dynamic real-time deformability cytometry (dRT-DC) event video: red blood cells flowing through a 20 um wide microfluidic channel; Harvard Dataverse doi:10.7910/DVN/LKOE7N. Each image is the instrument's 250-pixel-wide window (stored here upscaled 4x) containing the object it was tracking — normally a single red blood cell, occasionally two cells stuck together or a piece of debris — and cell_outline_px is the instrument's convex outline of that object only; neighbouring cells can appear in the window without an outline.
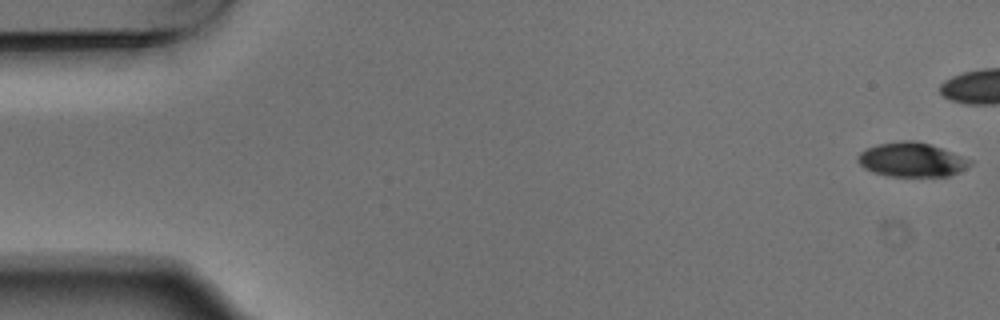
{"species": "Egyptian fruit bat (a non-hibernating species)", "species_latin": "Rousettus aegyptiacus", "temperature_condition": "warm", "stored_images_in_passage": 5, "segment_of_instrument_passage": [2, 2], "camera_frame_rate_fps": 3000, "um_per_image_px": 0.085, "animal": {"sex": "male"}, "frame": {"image": 1, "passage_image": 5, "time_ms": 1.333, "image_size_px": [1000, 320], "cell_outline_px": [[972, 164], [948, 176], [888, 176], [872, 172], [864, 168], [856, 160], [860, 152], [868, 148], [880, 144], [900, 140], [912, 140], [928, 144], [940, 148], [972, 160]], "centroid_in_image_um": [77.45, 13.58], "position_along_channel_um": 7.5, "area_um2": 22.02}}